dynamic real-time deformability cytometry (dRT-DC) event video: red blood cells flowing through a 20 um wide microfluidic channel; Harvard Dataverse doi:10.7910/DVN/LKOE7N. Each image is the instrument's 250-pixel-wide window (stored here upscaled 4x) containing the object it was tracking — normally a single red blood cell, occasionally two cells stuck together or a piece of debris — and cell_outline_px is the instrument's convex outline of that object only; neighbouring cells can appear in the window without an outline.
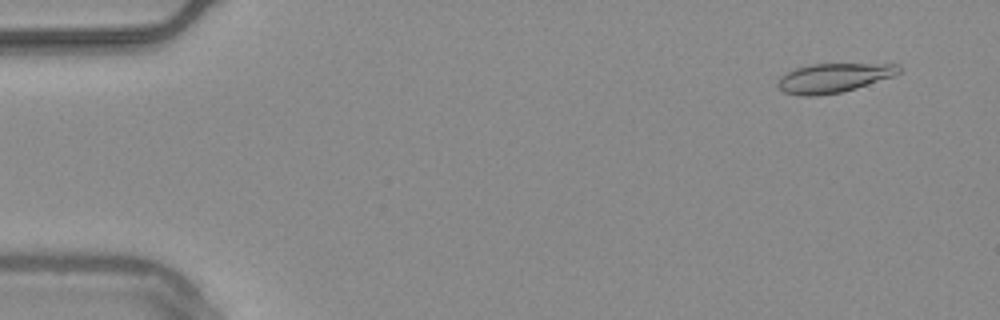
{"species": "common noctule bat (a hibernating species)", "species_latin": "Nyctalus noctula", "temperature_condition": "warm", "stored_images_in_passage": 54, "camera_frame_rate_fps": 3000, "um_per_image_px": 0.085, "animal": {"sex": "male", "body_mass_g": 20.4}, "frame": {"image": 1, "passage_image": 4, "time_ms": 1.0, "image_size_px": [1000, 320], "cell_outline_px": [[900, 72], [892, 76], [856, 88], [840, 92], [816, 96], [800, 96], [784, 92], [776, 84], [776, 80], [780, 76], [796, 68], [808, 64], [900, 64]], "centroid_in_image_um": [70.8, 6.62], "position_along_channel_um": 14.2, "area_um2": 20.52}}
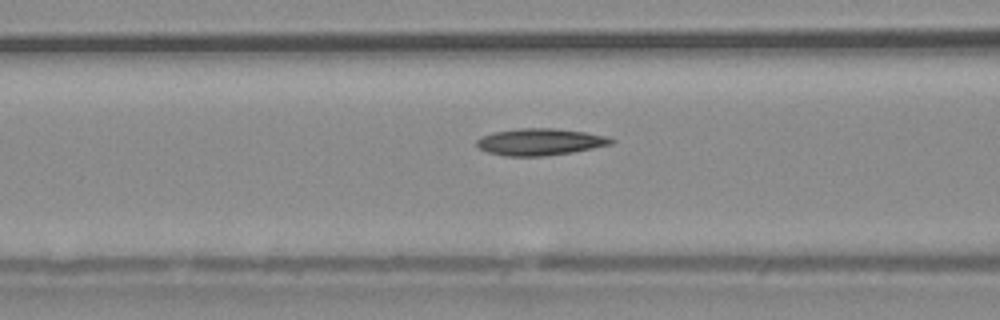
{"frame": {"image": 2, "passage_image": 22, "time_ms": 7.0, "image_size_px": [1000, 320], "cell_outline_px": [[616, 140], [612, 144], [572, 152], [544, 156], [504, 156], [488, 152], [480, 148], [476, 144], [476, 140], [480, 136], [492, 132], [520, 128], [552, 128], [584, 132], [608, 136]], "centroid_in_image_um": [45.89, 12.05], "position_along_channel_um": 120.7, "area_um2": 21.04}}
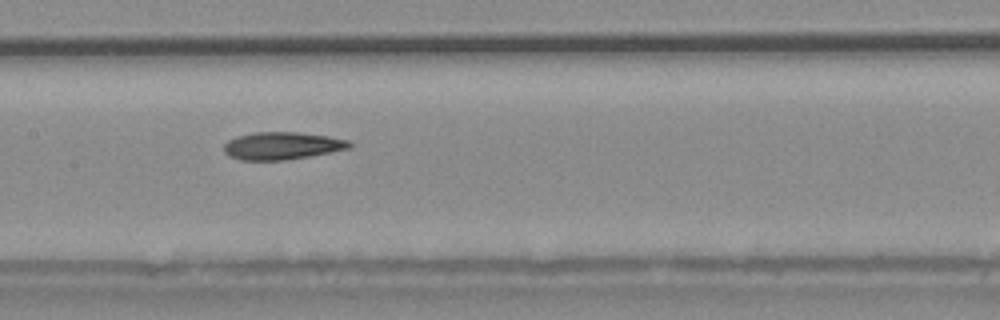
{"frame": {"image": 3, "passage_image": 27, "time_ms": 8.667, "image_size_px": [1000, 320], "cell_outline_px": [[352, 148], [308, 156], [284, 160], [240, 160], [228, 156], [224, 152], [224, 144], [228, 140], [236, 136], [256, 132], [296, 132], [328, 136], [348, 140], [352, 144]], "centroid_in_image_um": [23.95, 12.39], "position_along_channel_um": 183.4, "area_um2": 20.11}, "authors_computed_cell_mechanics": {"area_um2": 20.2589, "velocity_mm_per_s": 3.7532, "shape_relaxation_time_tau1_ms": null, "shape_relaxation_time_tau2_ms": 3.5379, "deformation_change_tau1": null, "deformation_change_tau2": 0.12}}